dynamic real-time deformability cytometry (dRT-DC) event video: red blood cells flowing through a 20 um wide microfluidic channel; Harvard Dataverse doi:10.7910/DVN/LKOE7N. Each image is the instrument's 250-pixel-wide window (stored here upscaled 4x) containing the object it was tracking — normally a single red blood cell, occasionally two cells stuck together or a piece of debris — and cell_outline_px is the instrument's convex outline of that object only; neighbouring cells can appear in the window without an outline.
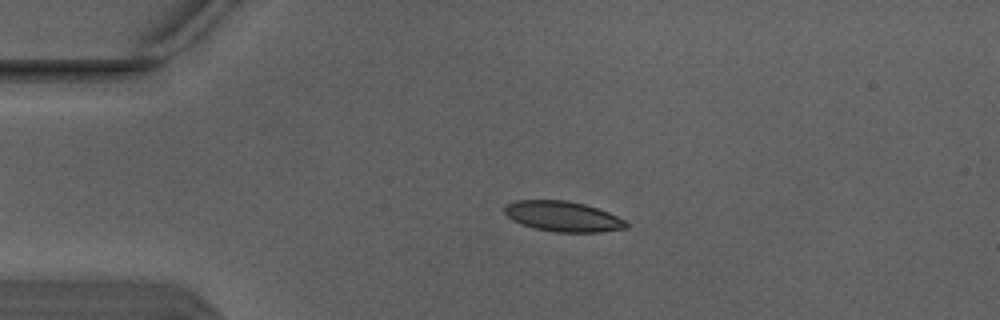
{"species": "Egyptian fruit bat (a non-hibernating species)", "species_latin": "Rousettus aegyptiacus", "temperature_condition": "warm", "stored_images_in_passage": 3, "camera_frame_rate_fps": 3000, "um_per_image_px": 0.085, "animal": {"sex": "male"}, "frame": {"image": 1, "passage_image": 2, "time_ms": 0.333, "image_size_px": [1000, 320], "cell_outline_px": [[628, 228], [600, 232], [552, 232], [520, 224], [512, 220], [504, 212], [504, 204], [516, 200], [568, 200], [584, 204], [608, 212], [624, 220], [628, 224]], "centroid_in_image_um": [47.82, 18.39], "position_along_channel_um": 37.2, "area_um2": 21.56}}